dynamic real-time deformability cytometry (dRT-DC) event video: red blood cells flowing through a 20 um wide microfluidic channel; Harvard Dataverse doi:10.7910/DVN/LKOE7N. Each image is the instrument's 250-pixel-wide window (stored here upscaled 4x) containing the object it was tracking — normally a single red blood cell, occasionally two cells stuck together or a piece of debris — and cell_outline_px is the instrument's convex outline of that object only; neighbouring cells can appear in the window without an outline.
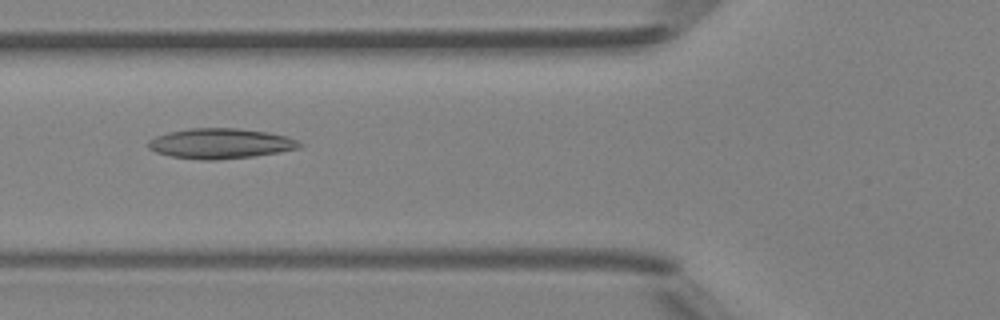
{"species": "Egyptian fruit bat (a non-hibernating species)", "species_latin": "Rousettus aegyptiacus", "temperature_condition": "room temperature", "stored_images_in_passage": 35, "camera_frame_rate_fps": 3000, "um_per_image_px": 0.085, "animal": {"sex": "female"}, "frame": {"image": 1, "passage_image": 5, "time_ms": 1.333, "image_size_px": [1000, 320], "cell_outline_px": [[304, 144], [300, 148], [280, 152], [252, 156], [216, 160], [200, 160], [172, 156], [156, 152], [148, 148], [148, 140], [156, 136], [168, 132], [188, 128], [236, 128], [268, 132], [288, 136]], "centroid_in_image_um": [18.75, 12.19], "position_along_channel_um": 107.1, "area_um2": 26.7}}
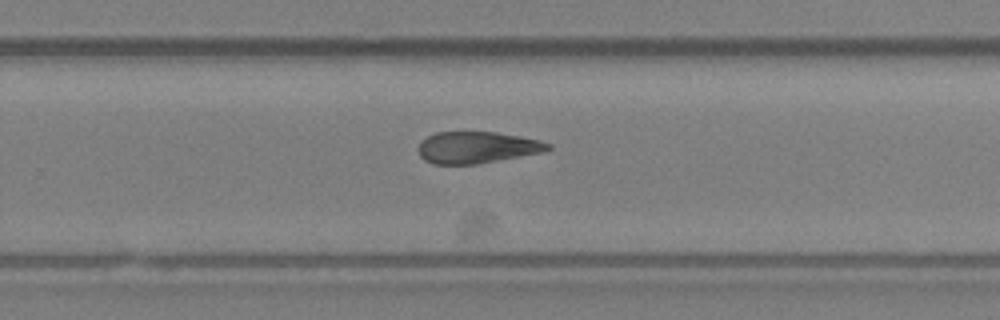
{"frame": {"image": 2, "passage_image": 18, "time_ms": 5.667, "image_size_px": [1000, 320], "cell_outline_px": [[552, 148], [540, 152], [476, 164], [432, 164], [424, 160], [420, 156], [416, 148], [420, 140], [436, 132], [496, 132], [520, 136], [540, 140], [552, 144]], "centroid_in_image_um": [40.48, 12.52], "position_along_channel_um": 289.3, "area_um2": 23.93}}
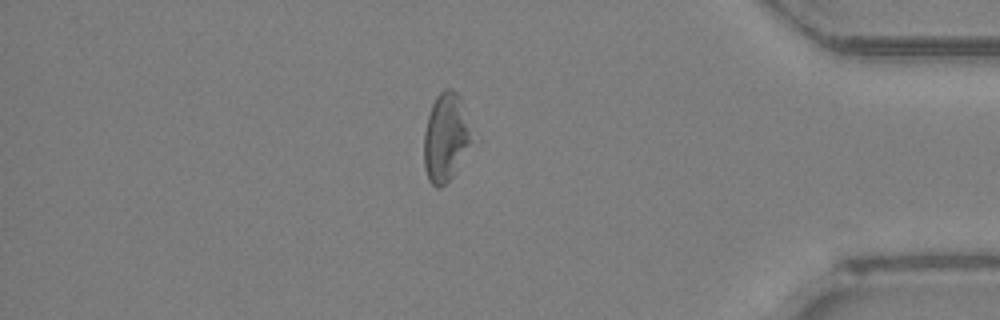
{"frame": {"image": 3, "passage_image": 28, "time_ms": 9.0, "image_size_px": [1000, 320], "cell_outline_px": [[480, 140], [452, 176], [440, 188], [436, 188], [428, 180], [424, 168], [424, 132], [428, 116], [432, 104], [436, 96], [444, 88], [452, 88], [460, 96]], "centroid_in_image_um": [38.02, 11.67], "position_along_channel_um": 397.2, "area_um2": 26.41}}